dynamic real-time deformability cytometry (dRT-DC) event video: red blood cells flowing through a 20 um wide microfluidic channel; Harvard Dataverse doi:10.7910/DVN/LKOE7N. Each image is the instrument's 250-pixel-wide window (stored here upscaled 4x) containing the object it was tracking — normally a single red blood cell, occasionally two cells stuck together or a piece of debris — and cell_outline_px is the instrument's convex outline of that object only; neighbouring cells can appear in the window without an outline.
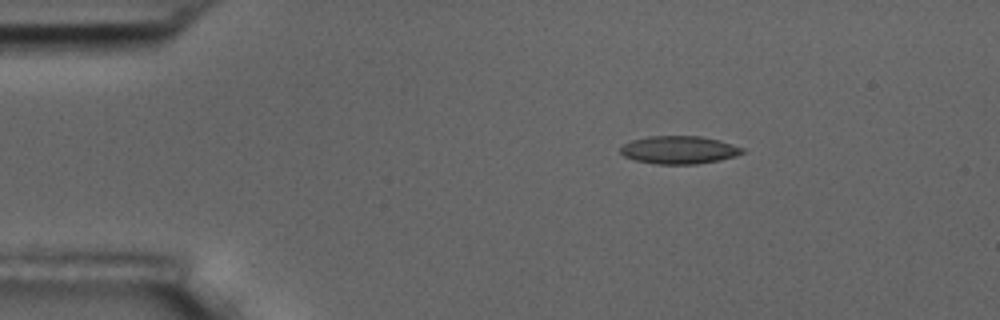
{"species": "common noctule bat (a hibernating species)", "species_latin": "Nyctalus noctula", "temperature_condition": "room temperature", "stored_images_in_passage": 3, "camera_frame_rate_fps": 3000, "um_per_image_px": 0.085, "animal": {"sex": "male", "body_mass_g": 17.5, "forearm_length_mm": 52.3}, "frame": {"image": 1, "passage_image": 1, "time_ms": 0.0, "image_size_px": [1000, 320], "cell_outline_px": [[744, 152], [736, 156], [720, 160], [696, 164], [656, 164], [636, 160], [624, 156], [620, 152], [620, 148], [624, 144], [632, 140], [648, 136], [700, 136], [720, 140], [744, 148]], "centroid_in_image_um": [57.73, 12.74], "position_along_channel_um": 27.3, "area_um2": 19.83}}